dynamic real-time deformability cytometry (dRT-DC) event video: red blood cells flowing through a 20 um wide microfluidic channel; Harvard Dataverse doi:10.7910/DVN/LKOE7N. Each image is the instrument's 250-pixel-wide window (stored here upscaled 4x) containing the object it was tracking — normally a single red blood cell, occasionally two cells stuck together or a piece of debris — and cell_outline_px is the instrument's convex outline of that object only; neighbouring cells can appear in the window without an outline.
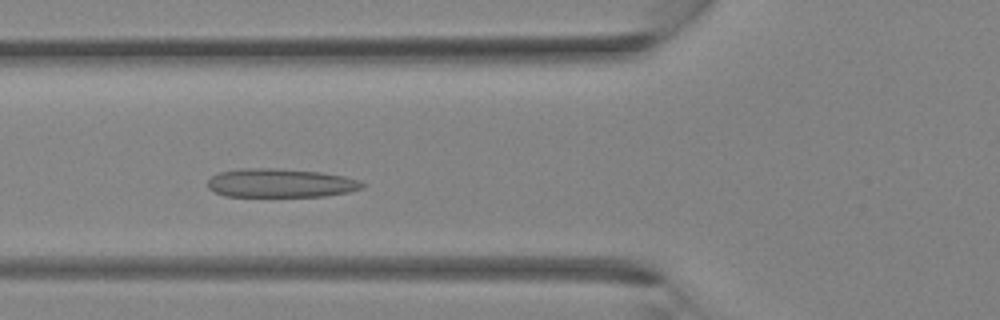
{"species": "Egyptian fruit bat (a non-hibernating species)", "species_latin": "Rousettus aegyptiacus", "temperature_condition": "room temperature", "stored_images_in_passage": 27, "camera_frame_rate_fps": 3000, "um_per_image_px": 0.085, "animal": {"sex": "female"}, "frame": {"image": 1, "passage_image": 9, "time_ms": 2.667, "image_size_px": [1000, 320], "cell_outline_px": [[364, 188], [348, 192], [324, 196], [224, 196], [208, 188], [208, 180], [212, 176], [220, 172], [240, 168], [280, 168], [320, 172], [344, 176], [360, 180], [364, 184]], "centroid_in_image_um": [23.85, 15.55], "position_along_channel_um": 101.9, "area_um2": 25.95}}
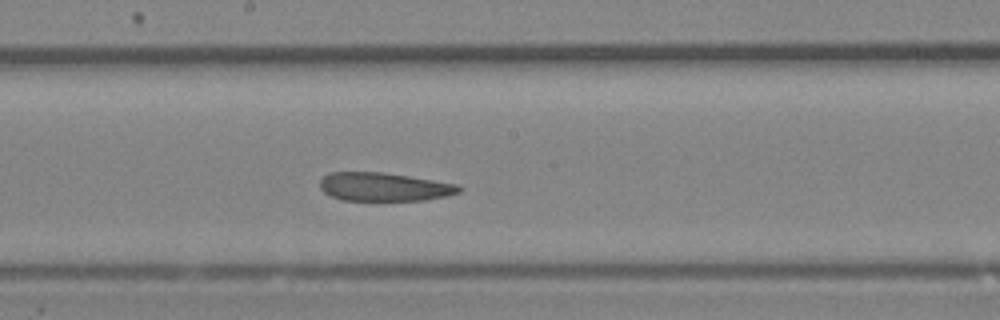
{"frame": {"image": 2, "passage_image": 15, "time_ms": 4.667, "image_size_px": [1000, 320], "cell_outline_px": [[464, 188], [460, 192], [448, 196], [428, 200], [344, 200], [332, 196], [324, 192], [320, 188], [320, 180], [328, 172], [384, 172], [460, 184]], "centroid_in_image_um": [32.71, 15.88], "position_along_channel_um": 215.5, "area_um2": 23.29}}
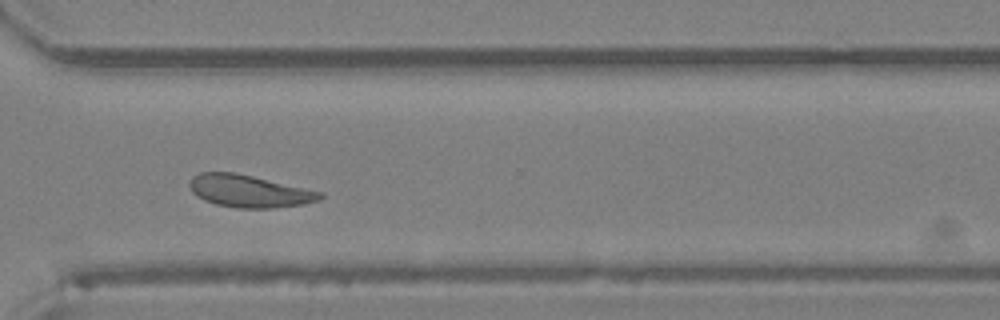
{"frame": {"image": 3, "passage_image": 22, "time_ms": 7.0, "image_size_px": [1000, 320], "cell_outline_px": [[324, 196], [320, 200], [304, 204], [272, 208], [236, 208], [216, 204], [204, 200], [196, 196], [192, 192], [188, 184], [192, 176], [200, 172], [236, 172], [324, 192]], "centroid_in_image_um": [21.18, 16.24], "position_along_channel_um": 349.4, "area_um2": 24.85}}